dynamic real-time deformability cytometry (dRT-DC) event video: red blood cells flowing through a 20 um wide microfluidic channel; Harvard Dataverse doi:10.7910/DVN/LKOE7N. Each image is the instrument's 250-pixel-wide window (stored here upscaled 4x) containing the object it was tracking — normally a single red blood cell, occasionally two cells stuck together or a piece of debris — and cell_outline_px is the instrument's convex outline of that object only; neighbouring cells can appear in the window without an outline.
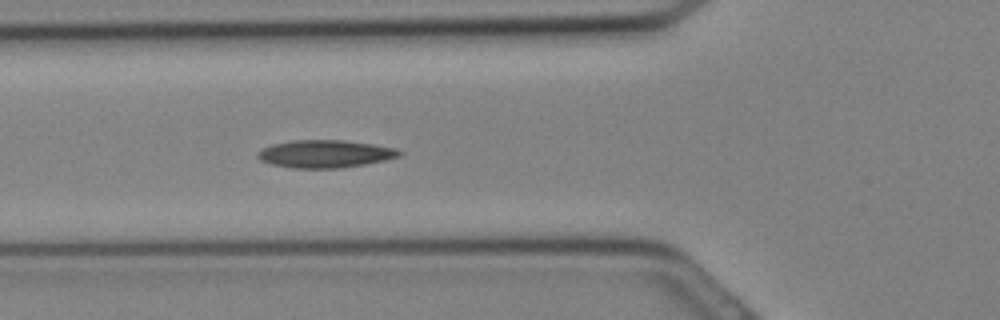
{"species": "Egyptian fruit bat (a non-hibernating species)", "species_latin": "Rousettus aegyptiacus", "temperature_condition": "cold", "stored_images_in_passage": 3, "camera_frame_rate_fps": 3000, "um_per_image_px": 0.085, "animal": {"sex": "female"}, "frame": {"image": 1, "passage_image": 3, "time_ms": 0.667, "image_size_px": [1000, 320], "cell_outline_px": [[404, 152], [400, 156], [384, 160], [364, 164], [340, 168], [292, 168], [272, 164], [260, 160], [256, 156], [256, 152], [260, 148], [272, 144], [292, 140], [344, 140], [372, 144], [396, 148]], "centroid_in_image_um": [27.6, 13.07], "position_along_channel_um": 98.2, "area_um2": 22.95}}